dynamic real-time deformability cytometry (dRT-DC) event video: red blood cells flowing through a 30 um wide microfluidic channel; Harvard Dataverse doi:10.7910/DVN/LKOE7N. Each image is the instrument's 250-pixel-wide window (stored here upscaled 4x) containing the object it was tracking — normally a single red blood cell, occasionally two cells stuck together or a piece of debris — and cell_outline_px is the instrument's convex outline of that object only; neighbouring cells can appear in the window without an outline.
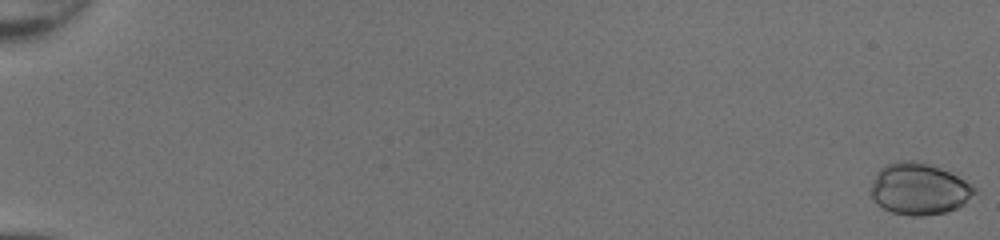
{"species": "common noctule bat (a hibernating species)", "species_latin": "Nyctalus noctula", "temperature_condition": "room temperature", "stored_images_in_passage": 51, "camera_frame_rate_fps": 3000, "um_per_image_px": 0.085, "animal": {"sex": "female", "body_mass_g": 20.0, "forearm_length_mm": 54.0}, "frame": {"image": 1, "passage_image": 1, "time_ms": 0.0, "image_size_px": [1000, 240], "cell_outline_px": [[976, 192], [964, 204], [956, 208], [944, 212], [924, 216], [912, 216], [892, 212], [876, 204], [872, 200], [868, 192], [876, 172], [880, 168], [888, 164], [900, 160], [916, 160], [940, 168], [972, 184], [976, 188]], "centroid_in_image_um": [78.07, 16.06], "position_along_channel_um": 6.9, "area_um2": 31.33}}
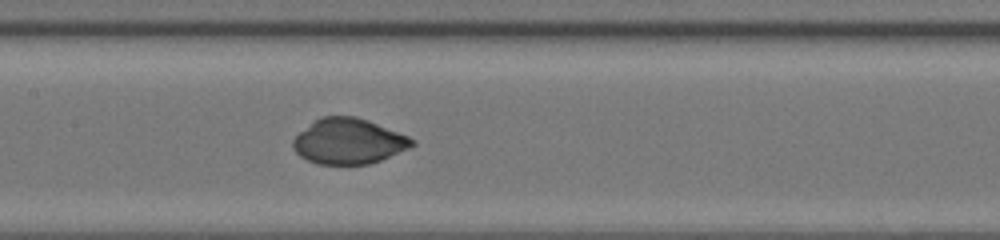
{"frame": {"image": 2, "passage_image": 28, "time_ms": 9.0, "image_size_px": [1000, 240], "cell_outline_px": [[416, 144], [408, 148], [380, 160], [368, 164], [316, 164], [300, 156], [292, 148], [292, 140], [300, 132], [320, 116], [356, 116], [368, 120], [408, 136], [416, 140]], "centroid_in_image_um": [29.62, 12.0], "position_along_channel_um": 177.8, "area_um2": 31.39}}
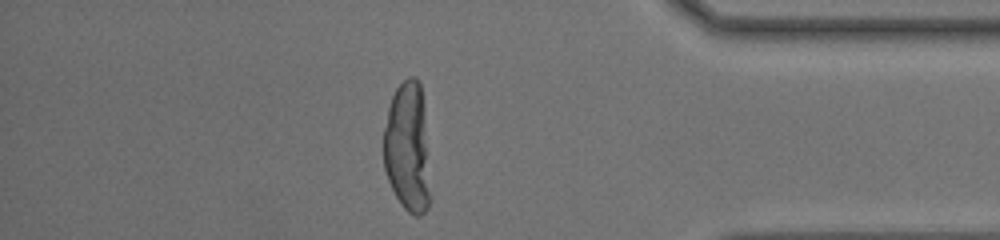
{"frame": {"image": 3, "passage_image": 45, "time_ms": 14.667, "image_size_px": [1000, 240], "cell_outline_px": [[432, 200], [428, 208], [420, 216], [416, 216], [408, 212], [400, 204], [388, 180], [384, 168], [384, 128], [388, 108], [392, 96], [396, 88], [408, 76], [416, 76], [420, 80]], "centroid_in_image_um": [34.65, 12.59], "position_along_channel_um": 400.5, "area_um2": 35.55}}